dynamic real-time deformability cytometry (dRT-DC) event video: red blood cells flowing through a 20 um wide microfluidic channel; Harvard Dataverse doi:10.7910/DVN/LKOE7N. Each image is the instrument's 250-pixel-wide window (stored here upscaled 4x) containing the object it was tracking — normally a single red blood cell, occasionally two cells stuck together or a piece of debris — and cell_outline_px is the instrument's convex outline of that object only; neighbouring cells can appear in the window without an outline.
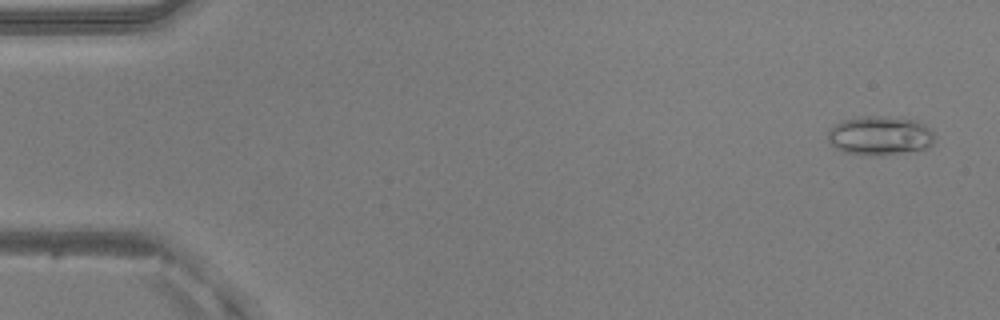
{"species": "common noctule bat (a hibernating species)", "species_latin": "Nyctalus noctula", "temperature_condition": "warm", "stored_images_in_passage": 52, "camera_frame_rate_fps": 3000, "um_per_image_px": 0.085, "animal": {"sex": "male", "body_mass_g": 20.5, "forearm_length_mm": 52.5}, "frame": {"image": 1, "passage_image": 3, "time_ms": 0.667, "image_size_px": [1000, 320], "cell_outline_px": [[932, 144], [928, 148], [880, 156], [844, 152], [828, 144], [828, 128], [844, 120], [860, 116], [880, 116], [916, 120], [924, 124], [932, 132]], "centroid_in_image_um": [74.75, 11.53], "position_along_channel_um": 10.3, "area_um2": 24.22}}
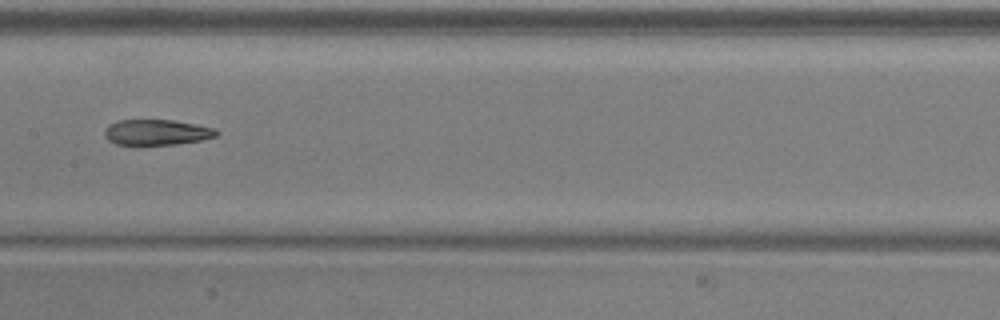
{"frame": {"image": 2, "passage_image": 27, "time_ms": 8.667, "image_size_px": [1000, 320], "cell_outline_px": [[220, 132], [216, 136], [200, 140], [176, 144], [140, 148], [116, 144], [108, 140], [104, 136], [104, 132], [108, 124], [116, 120], [176, 120], [216, 128]], "centroid_in_image_um": [13.27, 11.28], "position_along_channel_um": 194.1, "area_um2": 17.57}}
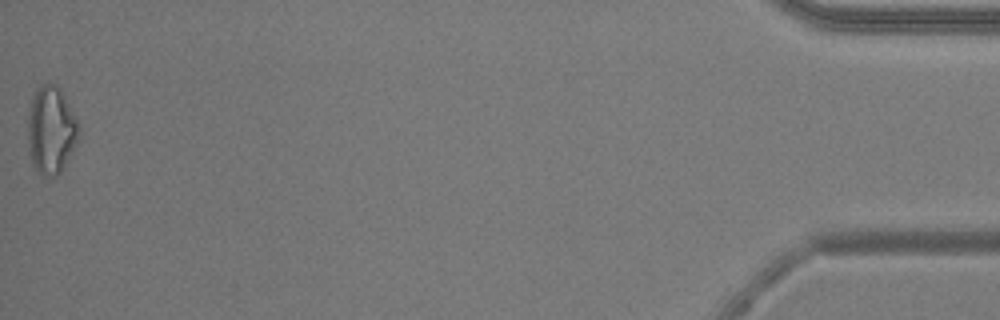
{"frame": {"image": 3, "passage_image": 52, "time_ms": 17.0, "image_size_px": [1000, 320], "cell_outline_px": [[80, 136], [60, 172], [56, 176], [44, 176], [36, 172], [32, 164], [28, 152], [28, 112], [32, 96], [36, 88], [40, 84], [56, 84], [60, 88], [80, 124]], "centroid_in_image_um": [4.33, 11.05], "position_along_channel_um": 430.9, "area_um2": 26.36}, "authors_computed_cell_mechanics": {"area_um2": 19.4786, "velocity_mm_per_s": 3.9879, "shape_relaxation_time_tau1_ms": null, "shape_relaxation_time_tau2_ms": 7.835, "deformation_change_tau1": null, "deformation_change_tau2": 0.2139}}